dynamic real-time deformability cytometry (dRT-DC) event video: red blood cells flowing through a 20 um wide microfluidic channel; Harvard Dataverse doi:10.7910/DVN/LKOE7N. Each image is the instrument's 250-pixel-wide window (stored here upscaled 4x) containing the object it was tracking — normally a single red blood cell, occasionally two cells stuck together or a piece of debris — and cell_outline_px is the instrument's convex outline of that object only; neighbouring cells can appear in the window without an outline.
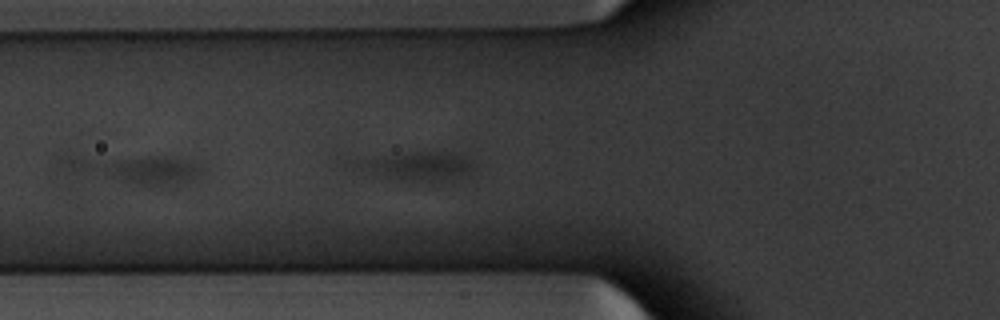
{"species": "common noctule bat (a hibernating species)", "species_latin": "Nyctalus noctula", "temperature_condition": "warm", "stored_images_in_passage": 28, "segment_of_instrument_passage": [1, 2], "camera_frame_rate_fps": 3000, "um_per_image_px": 0.085, "animal": {"sex": "male", "body_mass_g": 20.1, "forearm_length_mm": 53.5}, "frame": {"image": 1, "passage_image": 20, "time_ms": 6.333, "image_size_px": [1000, 320], "cell_outline_px": [[476, 168], [468, 176], [456, 180], [388, 180], [340, 168], [336, 164], [344, 160], [416, 152], [456, 152], [472, 160], [476, 164]], "centroid_in_image_um": [35.14, 14.13], "position_along_channel_um": 90.7, "area_um2": 21.79}}
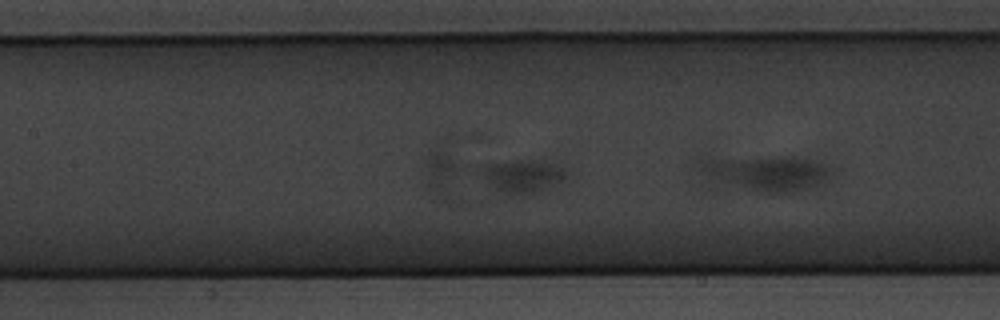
{"frame": {"image": 2, "passage_image": 24, "time_ms": 7.667, "image_size_px": [1000, 320], "cell_outline_px": [[568, 176], [536, 192], [524, 196], [512, 196], [500, 192], [484, 176], [484, 164], [520, 160], [528, 160], [552, 164], [568, 172]], "centroid_in_image_um": [44.42, 14.99], "position_along_channel_um": 163.0, "area_um2": 15.55}}